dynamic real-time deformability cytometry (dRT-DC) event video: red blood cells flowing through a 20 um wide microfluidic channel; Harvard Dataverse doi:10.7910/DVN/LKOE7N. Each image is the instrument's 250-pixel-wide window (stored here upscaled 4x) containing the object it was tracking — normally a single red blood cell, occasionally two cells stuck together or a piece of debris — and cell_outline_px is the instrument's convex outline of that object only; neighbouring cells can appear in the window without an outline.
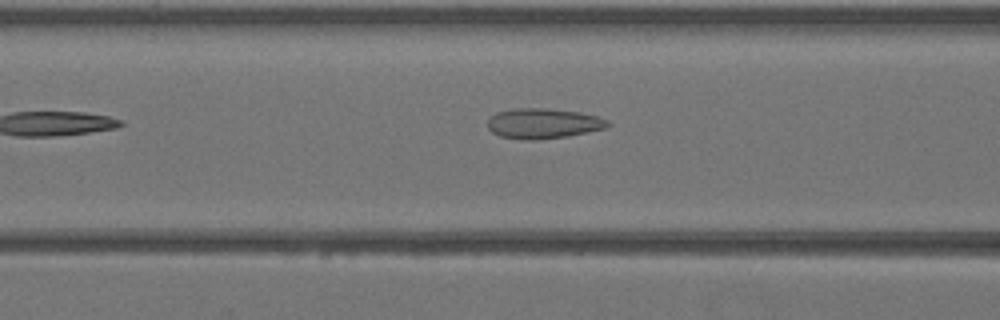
{"species": "Egyptian fruit bat (a non-hibernating species)", "species_latin": "Rousettus aegyptiacus", "temperature_condition": "warm", "stored_images_in_passage": 29, "camera_frame_rate_fps": 3000, "um_per_image_px": 0.085, "animal": {"sex": "female"}, "frame": {"image": 1, "passage_image": 4, "time_ms": 1.0, "image_size_px": [1000, 320], "cell_outline_px": [[612, 124], [604, 128], [568, 136], [536, 140], [524, 140], [500, 136], [492, 132], [488, 128], [488, 120], [496, 112], [512, 108], [548, 108], [580, 112], [596, 116], [608, 120]], "centroid_in_image_um": [46.16, 10.49], "position_along_channel_um": 120.4, "area_um2": 21.21}}
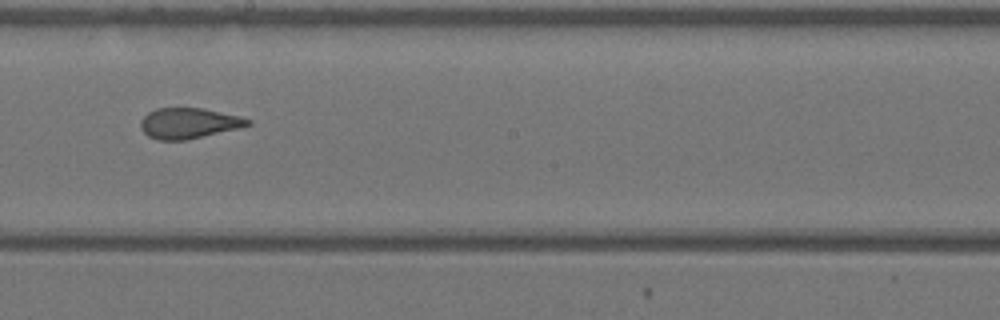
{"frame": {"image": 2, "passage_image": 11, "time_ms": 3.333, "image_size_px": [1000, 320], "cell_outline_px": [[252, 124], [240, 128], [184, 140], [156, 140], [148, 136], [140, 128], [140, 120], [148, 112], [156, 108], [204, 108], [240, 116], [252, 120]], "centroid_in_image_um": [16.04, 10.47], "position_along_channel_um": 232.2, "area_um2": 19.19}}
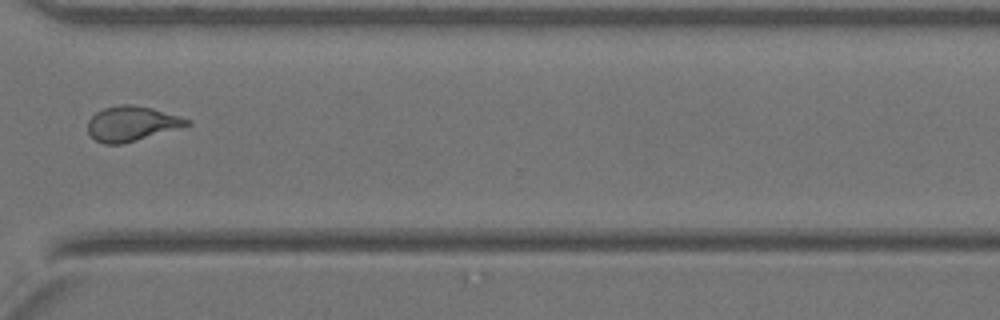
{"frame": {"image": 3, "passage_image": 19, "time_ms": 6.0, "image_size_px": [1000, 320], "cell_outline_px": [[192, 124], [180, 128], [120, 144], [104, 144], [96, 140], [88, 132], [88, 120], [96, 112], [104, 108], [120, 104], [132, 104], [152, 108], [180, 116], [192, 120]], "centroid_in_image_um": [11.21, 10.49], "position_along_channel_um": 359.4, "area_um2": 20.06}}